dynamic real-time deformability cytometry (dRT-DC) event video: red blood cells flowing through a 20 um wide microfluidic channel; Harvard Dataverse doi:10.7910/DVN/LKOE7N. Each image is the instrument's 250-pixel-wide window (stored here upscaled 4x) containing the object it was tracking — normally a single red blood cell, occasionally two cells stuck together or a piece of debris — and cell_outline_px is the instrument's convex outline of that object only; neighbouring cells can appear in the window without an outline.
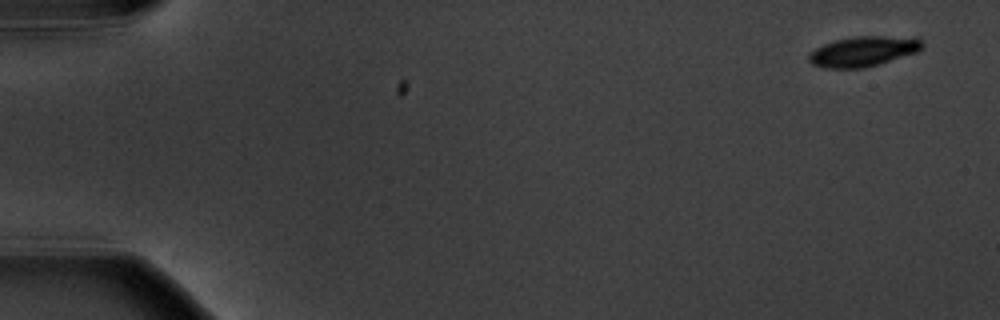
{"species": "common noctule bat (a hibernating species)", "species_latin": "Nyctalus noctula", "temperature_condition": "warm", "stored_images_in_passage": 6, "camera_frame_rate_fps": 3000, "um_per_image_px": 0.085, "animal": {"sex": "male", "body_mass_g": 20.1, "forearm_length_mm": 53.5}, "frame": {"image": 1, "passage_image": 1, "time_ms": 0.0, "image_size_px": [1000, 320], "cell_outline_px": [[924, 48], [916, 52], [864, 68], [824, 68], [812, 64], [808, 60], [808, 56], [816, 48], [824, 44], [836, 40], [856, 36], [916, 36], [924, 44]], "centroid_in_image_um": [73.41, 4.35], "position_along_channel_um": 11.6, "area_um2": 19.88}}